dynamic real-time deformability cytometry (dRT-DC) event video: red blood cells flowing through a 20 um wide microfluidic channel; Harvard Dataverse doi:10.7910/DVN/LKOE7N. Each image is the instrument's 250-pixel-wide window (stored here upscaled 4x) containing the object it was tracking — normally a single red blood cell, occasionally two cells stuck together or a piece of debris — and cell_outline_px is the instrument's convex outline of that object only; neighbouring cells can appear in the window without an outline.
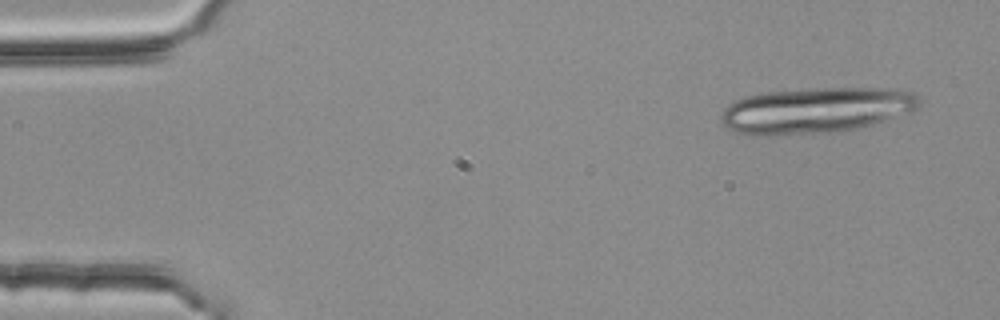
{"species": "common noctule bat (a hibernating species)", "species_latin": "Nyctalus noctula", "temperature_condition": "room temperature", "stored_images_in_passage": 4, "camera_frame_rate_fps": 3000, "um_per_image_px": 0.085, "animal": {"sex": "female", "body_mass_g": 25.1}, "frame": {"image": 1, "passage_image": 1, "time_ms": 0.0, "image_size_px": [1000, 320], "cell_outline_px": [[920, 104], [916, 108], [908, 112], [872, 124], [856, 128], [828, 132], [732, 132], [724, 128], [720, 120], [720, 116], [724, 108], [728, 104], [736, 100], [748, 96], [764, 92], [808, 88], [904, 88], [916, 92], [920, 100]], "centroid_in_image_um": [69.41, 9.31], "position_along_channel_um": 15.6, "area_um2": 51.85}}